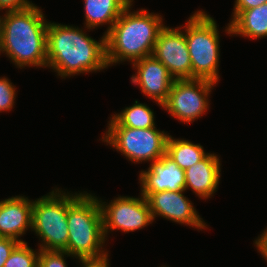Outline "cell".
I'll list each match as a JSON object with an SVG mask.
<instances>
[{
	"instance_id": "obj_11",
	"label": "cell",
	"mask_w": 267,
	"mask_h": 267,
	"mask_svg": "<svg viewBox=\"0 0 267 267\" xmlns=\"http://www.w3.org/2000/svg\"><path fill=\"white\" fill-rule=\"evenodd\" d=\"M184 191H162L157 193H141L147 200L151 211L152 219L156 216L167 220L186 224L203 230L206 223L198 215L191 201L184 196Z\"/></svg>"
},
{
	"instance_id": "obj_14",
	"label": "cell",
	"mask_w": 267,
	"mask_h": 267,
	"mask_svg": "<svg viewBox=\"0 0 267 267\" xmlns=\"http://www.w3.org/2000/svg\"><path fill=\"white\" fill-rule=\"evenodd\" d=\"M33 201L24 196H15L0 201V234L20 242L19 237L28 228L32 230Z\"/></svg>"
},
{
	"instance_id": "obj_26",
	"label": "cell",
	"mask_w": 267,
	"mask_h": 267,
	"mask_svg": "<svg viewBox=\"0 0 267 267\" xmlns=\"http://www.w3.org/2000/svg\"><path fill=\"white\" fill-rule=\"evenodd\" d=\"M255 245L258 251L263 255L264 259L267 261V228L264 229L263 233L255 240Z\"/></svg>"
},
{
	"instance_id": "obj_8",
	"label": "cell",
	"mask_w": 267,
	"mask_h": 267,
	"mask_svg": "<svg viewBox=\"0 0 267 267\" xmlns=\"http://www.w3.org/2000/svg\"><path fill=\"white\" fill-rule=\"evenodd\" d=\"M215 85L206 79H175L163 109L181 122L195 121L208 110V95Z\"/></svg>"
},
{
	"instance_id": "obj_21",
	"label": "cell",
	"mask_w": 267,
	"mask_h": 267,
	"mask_svg": "<svg viewBox=\"0 0 267 267\" xmlns=\"http://www.w3.org/2000/svg\"><path fill=\"white\" fill-rule=\"evenodd\" d=\"M70 256L66 251L40 250L38 267H67L64 256Z\"/></svg>"
},
{
	"instance_id": "obj_3",
	"label": "cell",
	"mask_w": 267,
	"mask_h": 267,
	"mask_svg": "<svg viewBox=\"0 0 267 267\" xmlns=\"http://www.w3.org/2000/svg\"><path fill=\"white\" fill-rule=\"evenodd\" d=\"M132 2L122 11L106 36L108 67L121 61H135L152 56L160 31L165 27L161 15L147 10L130 12Z\"/></svg>"
},
{
	"instance_id": "obj_12",
	"label": "cell",
	"mask_w": 267,
	"mask_h": 267,
	"mask_svg": "<svg viewBox=\"0 0 267 267\" xmlns=\"http://www.w3.org/2000/svg\"><path fill=\"white\" fill-rule=\"evenodd\" d=\"M132 64L137 72L131 77V82L139 85L142 93L154 99L162 108L175 81L174 77L166 66L153 56L141 58Z\"/></svg>"
},
{
	"instance_id": "obj_19",
	"label": "cell",
	"mask_w": 267,
	"mask_h": 267,
	"mask_svg": "<svg viewBox=\"0 0 267 267\" xmlns=\"http://www.w3.org/2000/svg\"><path fill=\"white\" fill-rule=\"evenodd\" d=\"M108 125V127L148 129L155 127L154 112L146 104L135 101L134 105L112 115Z\"/></svg>"
},
{
	"instance_id": "obj_27",
	"label": "cell",
	"mask_w": 267,
	"mask_h": 267,
	"mask_svg": "<svg viewBox=\"0 0 267 267\" xmlns=\"http://www.w3.org/2000/svg\"><path fill=\"white\" fill-rule=\"evenodd\" d=\"M82 267H109L108 256L100 260H80Z\"/></svg>"
},
{
	"instance_id": "obj_15",
	"label": "cell",
	"mask_w": 267,
	"mask_h": 267,
	"mask_svg": "<svg viewBox=\"0 0 267 267\" xmlns=\"http://www.w3.org/2000/svg\"><path fill=\"white\" fill-rule=\"evenodd\" d=\"M220 159L208 154L203 160L185 170V190L189 187L200 198H210L218 189L221 169Z\"/></svg>"
},
{
	"instance_id": "obj_13",
	"label": "cell",
	"mask_w": 267,
	"mask_h": 267,
	"mask_svg": "<svg viewBox=\"0 0 267 267\" xmlns=\"http://www.w3.org/2000/svg\"><path fill=\"white\" fill-rule=\"evenodd\" d=\"M141 193L185 190V170L166 154L152 161L148 170L139 175Z\"/></svg>"
},
{
	"instance_id": "obj_1",
	"label": "cell",
	"mask_w": 267,
	"mask_h": 267,
	"mask_svg": "<svg viewBox=\"0 0 267 267\" xmlns=\"http://www.w3.org/2000/svg\"><path fill=\"white\" fill-rule=\"evenodd\" d=\"M47 67L63 78L107 68L106 36L98 42L78 27L49 22Z\"/></svg>"
},
{
	"instance_id": "obj_10",
	"label": "cell",
	"mask_w": 267,
	"mask_h": 267,
	"mask_svg": "<svg viewBox=\"0 0 267 267\" xmlns=\"http://www.w3.org/2000/svg\"><path fill=\"white\" fill-rule=\"evenodd\" d=\"M182 26H165L159 33L152 56L163 63L174 79H192L191 57Z\"/></svg>"
},
{
	"instance_id": "obj_22",
	"label": "cell",
	"mask_w": 267,
	"mask_h": 267,
	"mask_svg": "<svg viewBox=\"0 0 267 267\" xmlns=\"http://www.w3.org/2000/svg\"><path fill=\"white\" fill-rule=\"evenodd\" d=\"M16 88L6 77H0V113L13 108Z\"/></svg>"
},
{
	"instance_id": "obj_24",
	"label": "cell",
	"mask_w": 267,
	"mask_h": 267,
	"mask_svg": "<svg viewBox=\"0 0 267 267\" xmlns=\"http://www.w3.org/2000/svg\"><path fill=\"white\" fill-rule=\"evenodd\" d=\"M35 6L28 0H0V10H6V12L20 11L23 9Z\"/></svg>"
},
{
	"instance_id": "obj_9",
	"label": "cell",
	"mask_w": 267,
	"mask_h": 267,
	"mask_svg": "<svg viewBox=\"0 0 267 267\" xmlns=\"http://www.w3.org/2000/svg\"><path fill=\"white\" fill-rule=\"evenodd\" d=\"M140 195V198L120 196L111 200L110 204L98 200L105 237L110 230L133 232L153 222L149 204L146 198Z\"/></svg>"
},
{
	"instance_id": "obj_6",
	"label": "cell",
	"mask_w": 267,
	"mask_h": 267,
	"mask_svg": "<svg viewBox=\"0 0 267 267\" xmlns=\"http://www.w3.org/2000/svg\"><path fill=\"white\" fill-rule=\"evenodd\" d=\"M33 201L32 230L43 242L40 250L66 251L69 239L68 206L80 195L63 193L58 188Z\"/></svg>"
},
{
	"instance_id": "obj_17",
	"label": "cell",
	"mask_w": 267,
	"mask_h": 267,
	"mask_svg": "<svg viewBox=\"0 0 267 267\" xmlns=\"http://www.w3.org/2000/svg\"><path fill=\"white\" fill-rule=\"evenodd\" d=\"M133 0H84L85 26L87 29L97 28L100 25L109 24L106 35L122 11Z\"/></svg>"
},
{
	"instance_id": "obj_28",
	"label": "cell",
	"mask_w": 267,
	"mask_h": 267,
	"mask_svg": "<svg viewBox=\"0 0 267 267\" xmlns=\"http://www.w3.org/2000/svg\"><path fill=\"white\" fill-rule=\"evenodd\" d=\"M2 42V16H0V46Z\"/></svg>"
},
{
	"instance_id": "obj_16",
	"label": "cell",
	"mask_w": 267,
	"mask_h": 267,
	"mask_svg": "<svg viewBox=\"0 0 267 267\" xmlns=\"http://www.w3.org/2000/svg\"><path fill=\"white\" fill-rule=\"evenodd\" d=\"M228 34L249 37H267V2L255 8L241 11L226 27Z\"/></svg>"
},
{
	"instance_id": "obj_4",
	"label": "cell",
	"mask_w": 267,
	"mask_h": 267,
	"mask_svg": "<svg viewBox=\"0 0 267 267\" xmlns=\"http://www.w3.org/2000/svg\"><path fill=\"white\" fill-rule=\"evenodd\" d=\"M67 226L69 255L79 260H100L108 256L102 249L106 238L97 197L80 193L68 206Z\"/></svg>"
},
{
	"instance_id": "obj_25",
	"label": "cell",
	"mask_w": 267,
	"mask_h": 267,
	"mask_svg": "<svg viewBox=\"0 0 267 267\" xmlns=\"http://www.w3.org/2000/svg\"><path fill=\"white\" fill-rule=\"evenodd\" d=\"M267 0H235L232 20L243 10L255 8L263 5Z\"/></svg>"
},
{
	"instance_id": "obj_18",
	"label": "cell",
	"mask_w": 267,
	"mask_h": 267,
	"mask_svg": "<svg viewBox=\"0 0 267 267\" xmlns=\"http://www.w3.org/2000/svg\"><path fill=\"white\" fill-rule=\"evenodd\" d=\"M208 154L200 144L183 139H173L172 136H168L166 155L183 170L200 162Z\"/></svg>"
},
{
	"instance_id": "obj_23",
	"label": "cell",
	"mask_w": 267,
	"mask_h": 267,
	"mask_svg": "<svg viewBox=\"0 0 267 267\" xmlns=\"http://www.w3.org/2000/svg\"><path fill=\"white\" fill-rule=\"evenodd\" d=\"M19 243L20 241L10 237H3L0 239V267H4L11 252Z\"/></svg>"
},
{
	"instance_id": "obj_2",
	"label": "cell",
	"mask_w": 267,
	"mask_h": 267,
	"mask_svg": "<svg viewBox=\"0 0 267 267\" xmlns=\"http://www.w3.org/2000/svg\"><path fill=\"white\" fill-rule=\"evenodd\" d=\"M48 23L39 7L6 12L2 16V42L4 53L18 67H47Z\"/></svg>"
},
{
	"instance_id": "obj_20",
	"label": "cell",
	"mask_w": 267,
	"mask_h": 267,
	"mask_svg": "<svg viewBox=\"0 0 267 267\" xmlns=\"http://www.w3.org/2000/svg\"><path fill=\"white\" fill-rule=\"evenodd\" d=\"M40 249L35 252L27 242H20L11 252L4 267H38Z\"/></svg>"
},
{
	"instance_id": "obj_7",
	"label": "cell",
	"mask_w": 267,
	"mask_h": 267,
	"mask_svg": "<svg viewBox=\"0 0 267 267\" xmlns=\"http://www.w3.org/2000/svg\"><path fill=\"white\" fill-rule=\"evenodd\" d=\"M102 142H106L120 151L132 162L159 160L166 154L169 134L157 130L135 129L131 127H108Z\"/></svg>"
},
{
	"instance_id": "obj_5",
	"label": "cell",
	"mask_w": 267,
	"mask_h": 267,
	"mask_svg": "<svg viewBox=\"0 0 267 267\" xmlns=\"http://www.w3.org/2000/svg\"><path fill=\"white\" fill-rule=\"evenodd\" d=\"M185 37L191 57L192 79L219 80V31L216 21L200 10L188 19Z\"/></svg>"
}]
</instances>
